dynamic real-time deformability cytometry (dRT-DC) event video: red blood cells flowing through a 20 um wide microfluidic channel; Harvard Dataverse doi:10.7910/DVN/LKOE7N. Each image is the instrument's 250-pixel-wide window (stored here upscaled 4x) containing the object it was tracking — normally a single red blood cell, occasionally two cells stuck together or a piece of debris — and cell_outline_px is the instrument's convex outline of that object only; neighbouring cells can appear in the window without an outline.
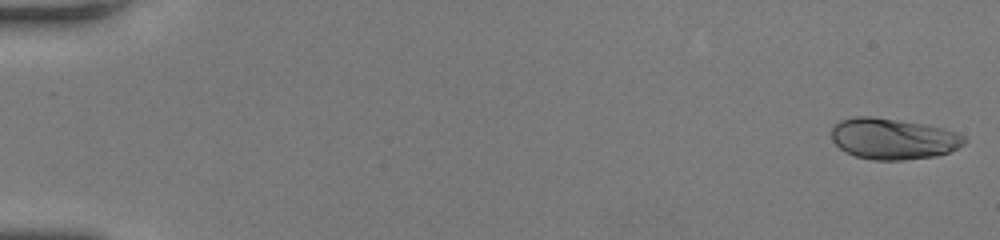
{"species": "human", "species_latin": "Homo sapiens", "temperature_condition": "room temperature", "stored_images_in_passage": 54, "camera_frame_rate_fps": 3000, "um_per_image_px": 0.085, "donor": {"sex": "female"}, "frame": {"image": 1, "passage_image": 1, "time_ms": 0.0, "image_size_px": [1000, 240], "cell_outline_px": [[968, 140], [964, 144], [948, 152], [936, 156], [900, 160], [872, 160], [856, 156], [844, 152], [832, 140], [832, 128], [840, 120], [856, 116], [872, 116], [924, 124], [944, 128], [956, 132], [964, 136]], "centroid_in_image_um": [75.91, 11.79], "position_along_channel_um": 9.1, "area_um2": 31.79}}
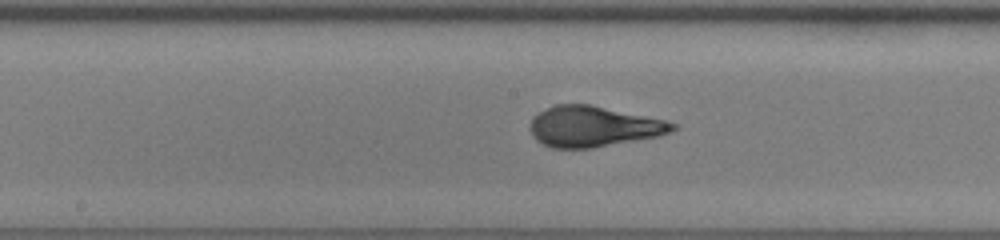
{"frame": {"image": 2, "passage_image": 30, "time_ms": 9.667, "image_size_px": [1000, 240], "cell_outline_px": [[676, 128], [672, 132], [660, 136], [592, 148], [552, 148], [536, 140], [532, 136], [532, 116], [556, 104], [588, 104], [664, 120], [676, 124]], "centroid_in_image_um": [50.45, 10.76], "position_along_channel_um": 197.8, "area_um2": 33.35}}
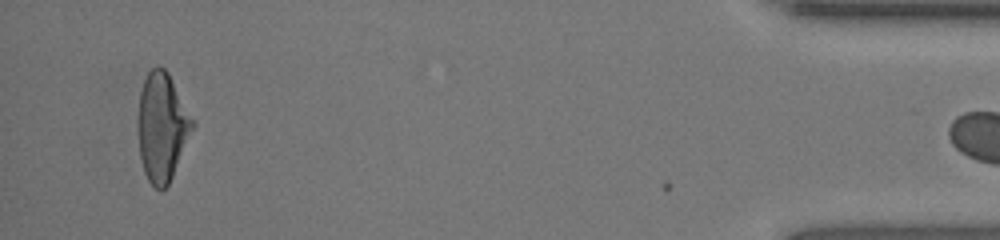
{"frame": {"image": 3, "passage_image": 53, "time_ms": 17.333, "image_size_px": [1000, 240], "cell_outline_px": [[196, 124], [172, 176], [168, 184], [160, 192], [148, 180], [144, 172], [140, 156], [140, 92], [144, 80], [148, 72], [152, 68], [164, 68], [168, 72]], "centroid_in_image_um": [13.81, 10.81], "position_along_channel_um": 421.4, "area_um2": 33.58}}